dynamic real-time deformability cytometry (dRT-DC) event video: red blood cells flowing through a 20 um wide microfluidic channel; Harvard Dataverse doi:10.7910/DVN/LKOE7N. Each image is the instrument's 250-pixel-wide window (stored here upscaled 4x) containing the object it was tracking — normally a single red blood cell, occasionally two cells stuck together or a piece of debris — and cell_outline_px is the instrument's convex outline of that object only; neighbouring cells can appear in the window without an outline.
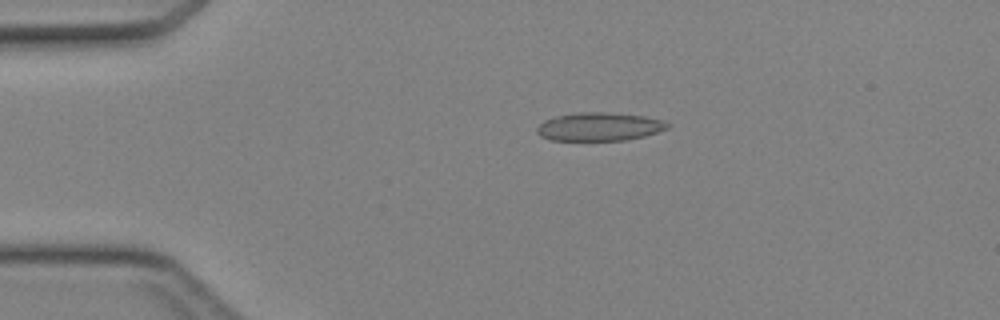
{"species": "Egyptian fruit bat (a non-hibernating species)", "species_latin": "Rousettus aegyptiacus", "temperature_condition": "cold", "stored_images_in_passage": 37, "camera_frame_rate_fps": 3000, "um_per_image_px": 0.085, "animal": {"sex": "female"}, "frame": {"image": 1, "passage_image": 1, "time_ms": 0.0, "image_size_px": [1000, 320], "cell_outline_px": [[672, 124], [668, 128], [644, 136], [624, 140], [552, 140], [540, 136], [536, 132], [536, 128], [544, 120], [556, 116], [576, 112], [604, 112], [644, 116], [660, 120]], "centroid_in_image_um": [50.91, 10.76], "position_along_channel_um": 34.1, "area_um2": 21.44}}
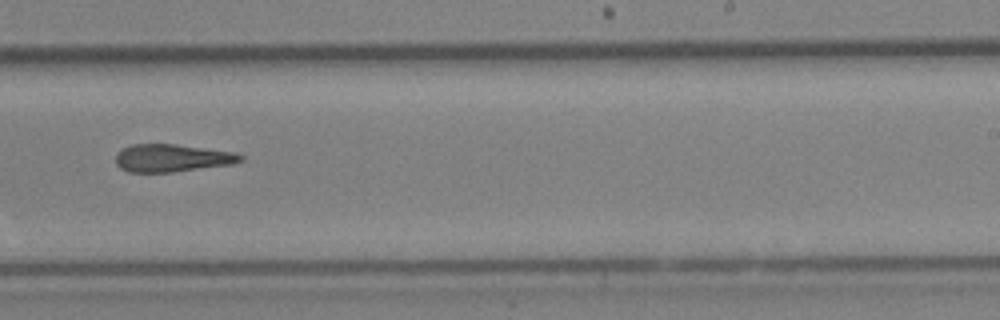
{"frame": {"image": 2, "passage_image": 20, "time_ms": 6.333, "image_size_px": [1000, 320], "cell_outline_px": [[244, 160], [232, 164], [172, 172], [128, 172], [120, 168], [116, 164], [116, 152], [132, 144], [176, 144], [236, 152], [244, 156]], "centroid_in_image_um": [14.63, 13.43], "position_along_channel_um": 274.4, "area_um2": 20.23}}
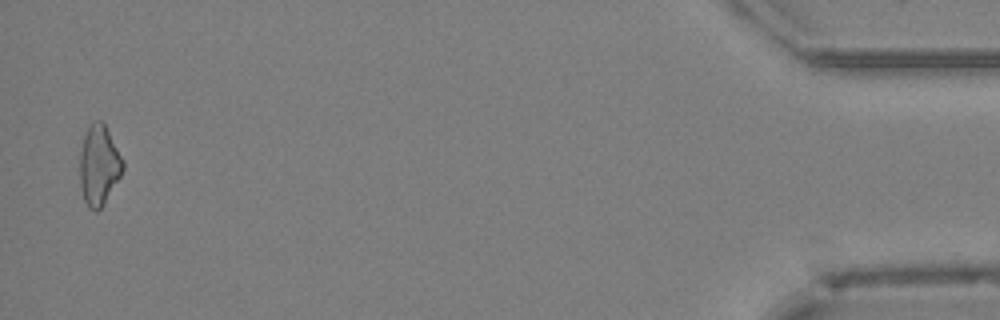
{"frame": {"image": 3, "passage_image": 36, "time_ms": 11.667, "image_size_px": [1000, 320], "cell_outline_px": [[124, 168], [120, 176], [104, 204], [96, 212], [88, 208], [84, 200], [80, 184], [80, 152], [84, 136], [88, 128], [96, 120], [100, 120], [104, 124], [124, 160]], "centroid_in_image_um": [8.41, 14.08], "position_along_channel_um": 426.8, "area_um2": 19.88}}